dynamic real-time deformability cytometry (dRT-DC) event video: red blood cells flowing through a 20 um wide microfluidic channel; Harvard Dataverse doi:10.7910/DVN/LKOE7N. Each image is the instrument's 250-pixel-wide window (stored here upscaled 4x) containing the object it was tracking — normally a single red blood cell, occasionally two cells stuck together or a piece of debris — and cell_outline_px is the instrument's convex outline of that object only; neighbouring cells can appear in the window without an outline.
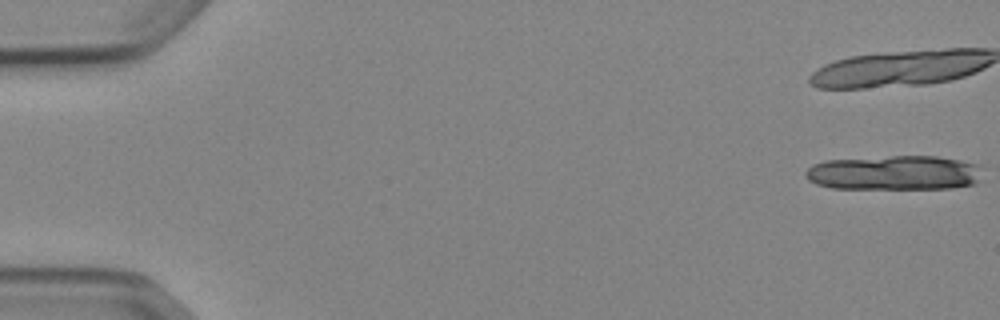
{"species": "Egyptian fruit bat (a non-hibernating species)", "species_latin": "Rousettus aegyptiacus", "temperature_condition": "cold", "stored_images_in_passage": 20, "camera_frame_rate_fps": 3000, "um_per_image_px": 0.085, "animal": {"sex": "female"}, "frame": {"image": 1, "passage_image": 1, "time_ms": 0.0, "image_size_px": [1000, 320], "cell_outline_px": [[980, 164], [976, 184], [952, 188], [832, 188], [816, 184], [808, 180], [804, 176], [804, 172], [812, 164], [824, 160], [892, 156], [936, 156], [960, 160]], "centroid_in_image_um": [75.96, 14.68], "position_along_channel_um": 9.0, "area_um2": 35.66}}